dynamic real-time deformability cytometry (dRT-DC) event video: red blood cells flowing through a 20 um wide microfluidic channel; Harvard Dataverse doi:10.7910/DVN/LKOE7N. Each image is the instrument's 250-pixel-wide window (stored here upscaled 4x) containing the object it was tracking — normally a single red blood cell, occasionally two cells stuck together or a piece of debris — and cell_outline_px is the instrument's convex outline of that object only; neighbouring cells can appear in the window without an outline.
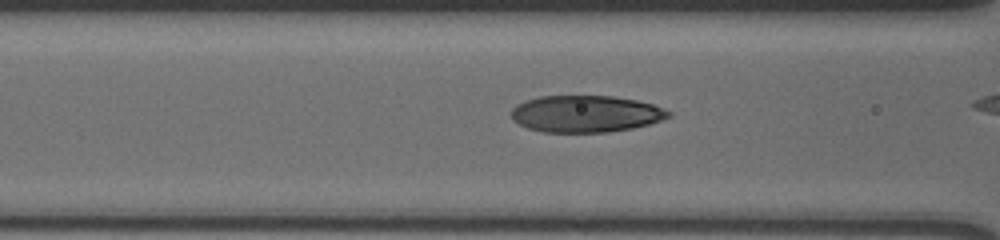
{"species": "human", "species_latin": "Homo sapiens", "temperature_condition": "cold", "stored_images_in_passage": 49, "camera_frame_rate_fps": 3000, "um_per_image_px": 0.085, "donor": {"sex": "male"}, "frame": {"image": 1, "passage_image": 26, "time_ms": 8.333, "image_size_px": [1000, 240], "cell_outline_px": [[672, 116], [648, 124], [632, 128], [608, 132], [544, 132], [528, 128], [512, 120], [512, 108], [516, 104], [524, 100], [540, 96], [612, 96], [636, 100], [652, 104], [672, 112]], "centroid_in_image_um": [49.77, 9.67], "position_along_channel_um": 116.8, "area_um2": 33.7}}
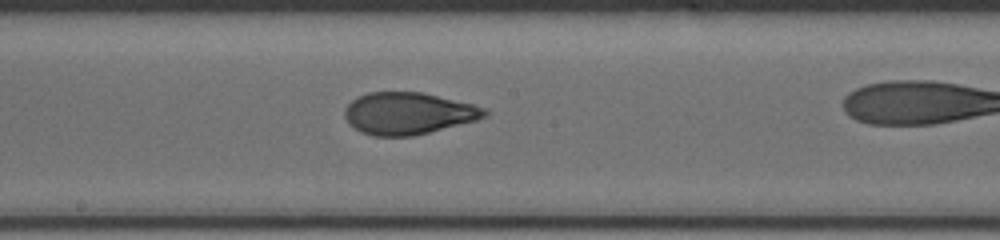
{"frame": {"image": 2, "passage_image": 34, "time_ms": 11.0, "image_size_px": [1000, 240], "cell_outline_px": [[488, 116], [476, 120], [412, 136], [372, 136], [360, 132], [348, 124], [344, 116], [344, 108], [356, 96], [368, 92], [420, 92], [472, 104], [484, 108], [488, 112]], "centroid_in_image_um": [34.63, 9.64], "position_along_channel_um": 213.6, "area_um2": 34.16}}
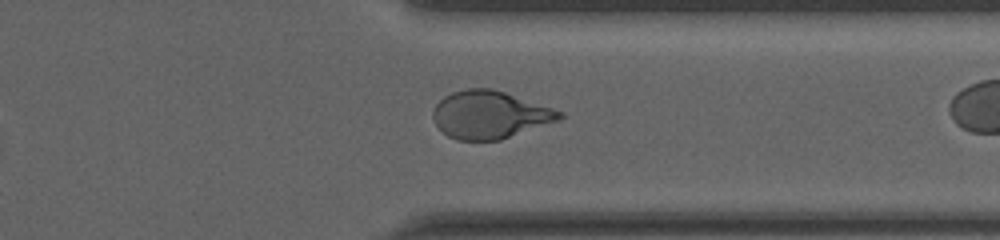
{"frame": {"image": 3, "passage_image": 47, "time_ms": 15.333, "image_size_px": [1000, 240], "cell_outline_px": [[564, 116], [560, 120], [500, 140], [456, 140], [448, 136], [436, 124], [432, 116], [432, 112], [436, 104], [444, 96], [452, 92], [468, 88], [492, 88], [564, 112]], "centroid_in_image_um": [41.63, 9.75], "position_along_channel_um": 369.8, "area_um2": 34.97}}